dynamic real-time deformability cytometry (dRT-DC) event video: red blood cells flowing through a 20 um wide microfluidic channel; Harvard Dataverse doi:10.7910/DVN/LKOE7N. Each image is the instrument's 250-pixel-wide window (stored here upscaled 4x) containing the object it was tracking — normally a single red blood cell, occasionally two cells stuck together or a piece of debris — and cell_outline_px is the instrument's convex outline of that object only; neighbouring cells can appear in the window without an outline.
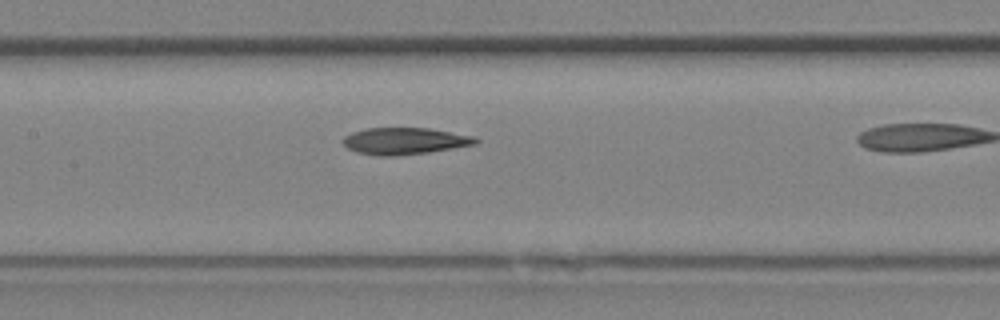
{"species": "Egyptian fruit bat (a non-hibernating species)", "species_latin": "Rousettus aegyptiacus", "temperature_condition": "room temperature", "stored_images_in_passage": 11, "camera_frame_rate_fps": 3000, "um_per_image_px": 0.085, "animal": {"sex": "female"}, "frame": {"image": 1, "passage_image": 8, "time_ms": 2.333, "image_size_px": [1000, 320], "cell_outline_px": [[480, 140], [476, 144], [428, 152], [392, 156], [380, 156], [356, 152], [348, 148], [340, 140], [344, 136], [352, 132], [364, 128], [428, 128], [476, 136]], "centroid_in_image_um": [34.38, 11.98], "position_along_channel_um": 173.0, "area_um2": 20.75}}